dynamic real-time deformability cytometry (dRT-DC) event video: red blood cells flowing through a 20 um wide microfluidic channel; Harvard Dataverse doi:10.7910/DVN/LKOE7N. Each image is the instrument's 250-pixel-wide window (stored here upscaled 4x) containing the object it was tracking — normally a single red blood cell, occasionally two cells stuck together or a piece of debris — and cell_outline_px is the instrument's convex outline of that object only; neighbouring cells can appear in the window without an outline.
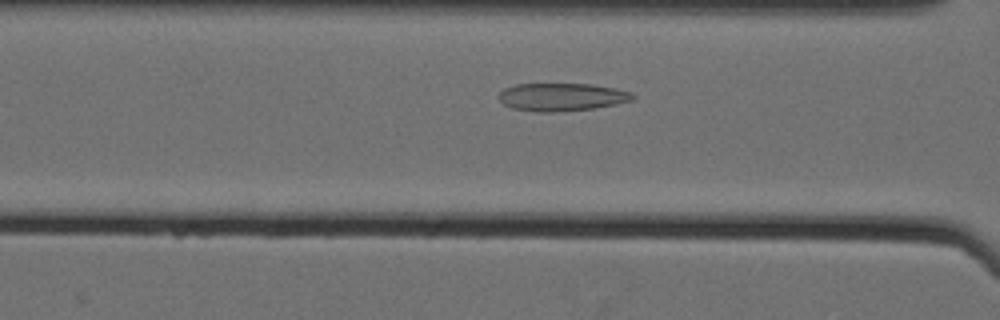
{"species": "Egyptian fruit bat (a non-hibernating species)", "species_latin": "Rousettus aegyptiacus", "temperature_condition": "cold", "stored_images_in_passage": 27, "camera_frame_rate_fps": 3000, "um_per_image_px": 0.085, "animal": {"sex": "female"}, "frame": {"image": 1, "passage_image": 15, "time_ms": 4.667, "image_size_px": [1000, 320], "cell_outline_px": [[636, 96], [632, 100], [616, 104], [596, 108], [556, 112], [536, 112], [512, 108], [504, 104], [496, 96], [504, 88], [516, 84], [592, 84], [616, 88], [632, 92]], "centroid_in_image_um": [47.75, 8.24], "position_along_channel_um": 118.8, "area_um2": 21.96}}
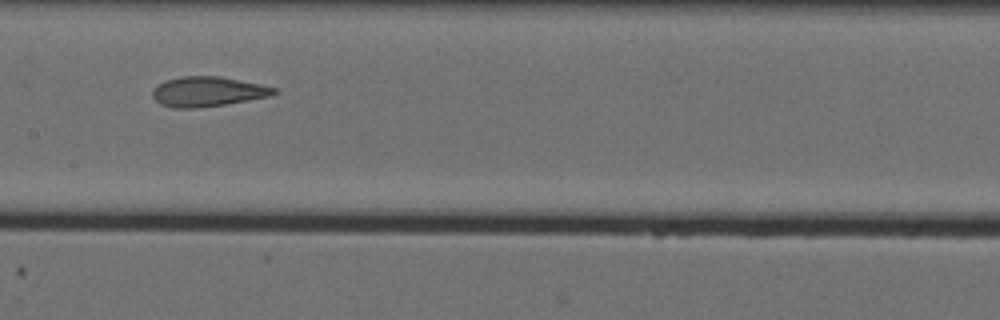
{"frame": {"image": 2, "passage_image": 21, "time_ms": 6.667, "image_size_px": [1000, 320], "cell_outline_px": [[280, 92], [272, 96], [224, 104], [196, 108], [172, 108], [160, 104], [152, 96], [152, 88], [164, 80], [180, 76], [220, 76], [260, 84], [276, 88]], "centroid_in_image_um": [17.64, 7.78], "position_along_channel_um": 189.8, "area_um2": 21.33}}
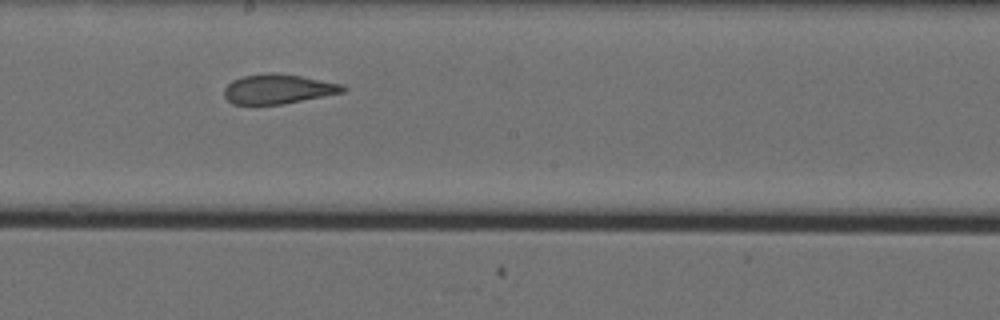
{"frame": {"image": 3, "passage_image": 24, "time_ms": 7.667, "image_size_px": [1000, 320], "cell_outline_px": [[348, 88], [344, 92], [324, 96], [280, 104], [232, 104], [224, 96], [224, 88], [232, 80], [244, 76], [268, 72], [276, 72], [300, 76], [344, 84]], "centroid_in_image_um": [23.64, 7.55], "position_along_channel_um": 224.6, "area_um2": 20.46}}